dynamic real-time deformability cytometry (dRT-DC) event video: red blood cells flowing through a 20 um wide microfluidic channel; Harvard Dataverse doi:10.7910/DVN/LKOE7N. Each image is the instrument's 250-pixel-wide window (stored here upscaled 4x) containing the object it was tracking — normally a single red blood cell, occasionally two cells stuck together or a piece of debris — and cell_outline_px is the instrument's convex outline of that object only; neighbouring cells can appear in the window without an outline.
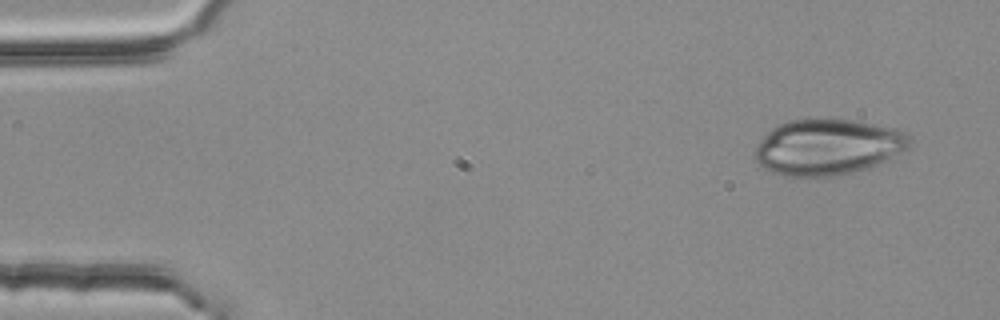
{"species": "common noctule bat (a hibernating species)", "species_latin": "Nyctalus noctula", "temperature_condition": "room temperature", "stored_images_in_passage": 4, "camera_frame_rate_fps": 3000, "um_per_image_px": 0.085, "animal": {"sex": "female", "body_mass_g": 25.1}, "frame": {"image": 1, "passage_image": 1, "time_ms": 0.0, "image_size_px": [1000, 320], "cell_outline_px": [[912, 140], [908, 148], [888, 160], [868, 168], [836, 176], [788, 176], [772, 172], [764, 168], [756, 160], [756, 144], [772, 128], [780, 124], [792, 120], [808, 116], [824, 116], [856, 120], [896, 128], [908, 132]], "centroid_in_image_um": [70.4, 12.44], "position_along_channel_um": 14.6, "area_um2": 51.38}}